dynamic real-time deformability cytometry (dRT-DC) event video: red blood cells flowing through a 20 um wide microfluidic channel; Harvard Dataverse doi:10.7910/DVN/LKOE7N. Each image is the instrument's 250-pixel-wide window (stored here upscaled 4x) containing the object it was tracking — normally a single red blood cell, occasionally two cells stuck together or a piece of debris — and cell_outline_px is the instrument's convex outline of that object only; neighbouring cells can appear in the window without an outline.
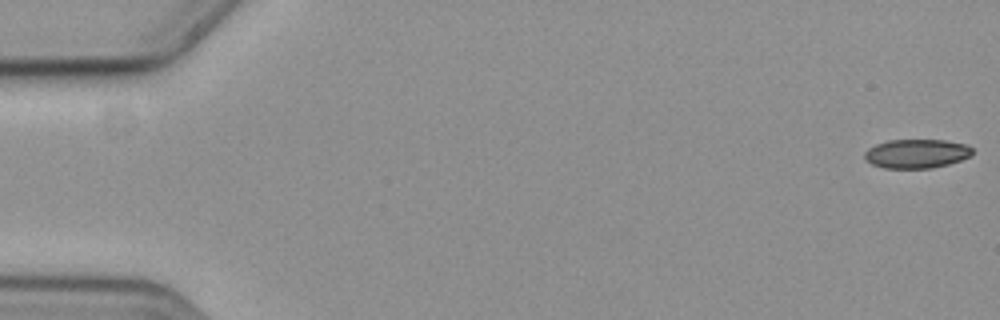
{"species": "common noctule bat (a hibernating species)", "species_latin": "Nyctalus noctula", "temperature_condition": "cold", "stored_images_in_passage": 54, "camera_frame_rate_fps": 3000, "um_per_image_px": 0.085, "animal": {"sex": "female", "body_mass_g": 19.3, "forearm_length_mm": 54.1}, "frame": {"image": 1, "passage_image": 1, "time_ms": 0.0, "image_size_px": [1000, 320], "cell_outline_px": [[972, 156], [948, 164], [932, 168], [884, 168], [872, 164], [864, 160], [864, 152], [868, 148], [876, 144], [888, 140], [944, 140], [968, 144], [972, 148]], "centroid_in_image_um": [77.9, 13.06], "position_along_channel_um": 7.1, "area_um2": 18.38}}
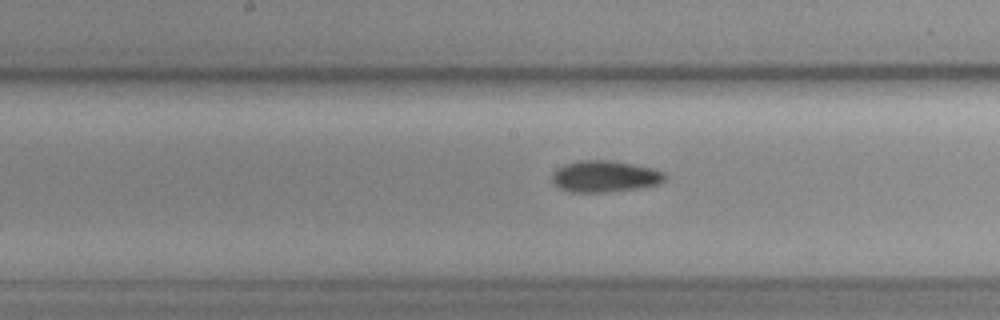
{"frame": {"image": 2, "passage_image": 30, "time_ms": 9.667, "image_size_px": [1000, 320], "cell_outline_px": [[668, 176], [660, 184], [636, 188], [608, 192], [572, 192], [560, 188], [552, 180], [552, 176], [556, 168], [564, 164], [576, 160], [608, 160], [632, 164], [652, 168], [664, 172]], "centroid_in_image_um": [51.41, 14.98], "position_along_channel_um": 196.8, "area_um2": 20.69}}
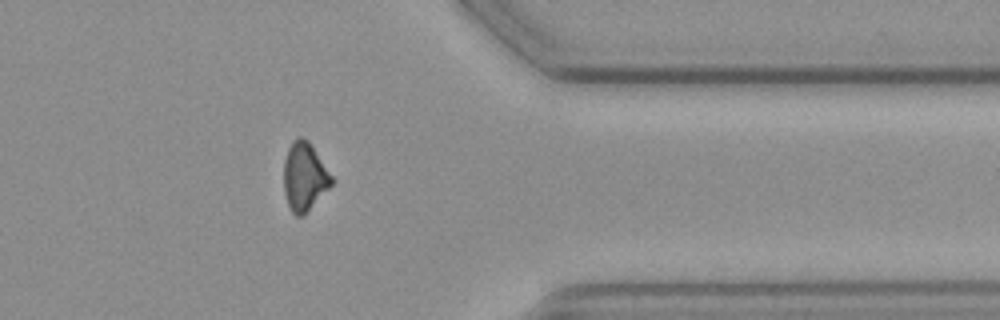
{"frame": {"image": 3, "passage_image": 47, "time_ms": 15.333, "image_size_px": [1000, 320], "cell_outline_px": [[336, 180], [304, 216], [296, 216], [292, 212], [288, 204], [284, 192], [284, 160], [288, 148], [292, 140], [300, 136], [304, 136], [308, 140]], "centroid_in_image_um": [25.89, 15.01], "position_along_channel_um": 385.5, "area_um2": 19.31}}